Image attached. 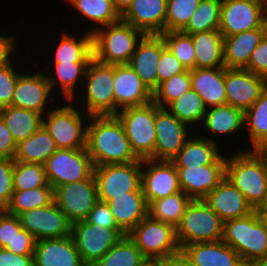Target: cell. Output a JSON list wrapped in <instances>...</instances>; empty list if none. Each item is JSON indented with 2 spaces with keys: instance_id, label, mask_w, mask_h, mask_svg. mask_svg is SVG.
Returning <instances> with one entry per match:
<instances>
[{
  "instance_id": "1",
  "label": "cell",
  "mask_w": 267,
  "mask_h": 266,
  "mask_svg": "<svg viewBox=\"0 0 267 266\" xmlns=\"http://www.w3.org/2000/svg\"><path fill=\"white\" fill-rule=\"evenodd\" d=\"M86 149L94 167L139 160L132 151L123 125L116 115L90 116Z\"/></svg>"
},
{
  "instance_id": "2",
  "label": "cell",
  "mask_w": 267,
  "mask_h": 266,
  "mask_svg": "<svg viewBox=\"0 0 267 266\" xmlns=\"http://www.w3.org/2000/svg\"><path fill=\"white\" fill-rule=\"evenodd\" d=\"M226 155V176L256 210L267 194V160L255 149Z\"/></svg>"
},
{
  "instance_id": "3",
  "label": "cell",
  "mask_w": 267,
  "mask_h": 266,
  "mask_svg": "<svg viewBox=\"0 0 267 266\" xmlns=\"http://www.w3.org/2000/svg\"><path fill=\"white\" fill-rule=\"evenodd\" d=\"M145 34L122 20L92 33L93 58L103 64H128Z\"/></svg>"
},
{
  "instance_id": "4",
  "label": "cell",
  "mask_w": 267,
  "mask_h": 266,
  "mask_svg": "<svg viewBox=\"0 0 267 266\" xmlns=\"http://www.w3.org/2000/svg\"><path fill=\"white\" fill-rule=\"evenodd\" d=\"M71 103L72 101H59L43 116V127L50 133L58 149L86 148L90 115Z\"/></svg>"
},
{
  "instance_id": "5",
  "label": "cell",
  "mask_w": 267,
  "mask_h": 266,
  "mask_svg": "<svg viewBox=\"0 0 267 266\" xmlns=\"http://www.w3.org/2000/svg\"><path fill=\"white\" fill-rule=\"evenodd\" d=\"M113 82L114 65L103 64L92 58L86 69L83 81L85 84L82 85L81 90L83 93H79L81 95L79 99L72 102L79 103L77 106L90 116L115 115ZM79 100L82 105L78 102Z\"/></svg>"
},
{
  "instance_id": "6",
  "label": "cell",
  "mask_w": 267,
  "mask_h": 266,
  "mask_svg": "<svg viewBox=\"0 0 267 266\" xmlns=\"http://www.w3.org/2000/svg\"><path fill=\"white\" fill-rule=\"evenodd\" d=\"M222 240L232 247L243 261L267 255V219L256 211L224 223Z\"/></svg>"
},
{
  "instance_id": "7",
  "label": "cell",
  "mask_w": 267,
  "mask_h": 266,
  "mask_svg": "<svg viewBox=\"0 0 267 266\" xmlns=\"http://www.w3.org/2000/svg\"><path fill=\"white\" fill-rule=\"evenodd\" d=\"M180 248L201 242L222 240L224 222L203 199L192 200L176 226Z\"/></svg>"
},
{
  "instance_id": "8",
  "label": "cell",
  "mask_w": 267,
  "mask_h": 266,
  "mask_svg": "<svg viewBox=\"0 0 267 266\" xmlns=\"http://www.w3.org/2000/svg\"><path fill=\"white\" fill-rule=\"evenodd\" d=\"M116 116L123 125L135 156L140 160L154 159L156 104L151 101L128 107L120 110Z\"/></svg>"
},
{
  "instance_id": "9",
  "label": "cell",
  "mask_w": 267,
  "mask_h": 266,
  "mask_svg": "<svg viewBox=\"0 0 267 266\" xmlns=\"http://www.w3.org/2000/svg\"><path fill=\"white\" fill-rule=\"evenodd\" d=\"M127 235L147 259H160L181 250L175 227L153 220L149 215Z\"/></svg>"
},
{
  "instance_id": "10",
  "label": "cell",
  "mask_w": 267,
  "mask_h": 266,
  "mask_svg": "<svg viewBox=\"0 0 267 266\" xmlns=\"http://www.w3.org/2000/svg\"><path fill=\"white\" fill-rule=\"evenodd\" d=\"M142 160L94 167L98 200L109 202L141 187Z\"/></svg>"
},
{
  "instance_id": "11",
  "label": "cell",
  "mask_w": 267,
  "mask_h": 266,
  "mask_svg": "<svg viewBox=\"0 0 267 266\" xmlns=\"http://www.w3.org/2000/svg\"><path fill=\"white\" fill-rule=\"evenodd\" d=\"M48 183L55 189L60 185L88 179L94 165L86 148L57 149L44 163Z\"/></svg>"
},
{
  "instance_id": "12",
  "label": "cell",
  "mask_w": 267,
  "mask_h": 266,
  "mask_svg": "<svg viewBox=\"0 0 267 266\" xmlns=\"http://www.w3.org/2000/svg\"><path fill=\"white\" fill-rule=\"evenodd\" d=\"M29 69L27 71L26 67H24L26 71L20 73L17 79L11 106L33 110L44 116L60 100L57 98V92H52L45 70H38L35 73L32 72L31 68Z\"/></svg>"
},
{
  "instance_id": "13",
  "label": "cell",
  "mask_w": 267,
  "mask_h": 266,
  "mask_svg": "<svg viewBox=\"0 0 267 266\" xmlns=\"http://www.w3.org/2000/svg\"><path fill=\"white\" fill-rule=\"evenodd\" d=\"M124 235L120 228L94 226L85 220L74 222L71 227V237L87 266L96 263Z\"/></svg>"
},
{
  "instance_id": "14",
  "label": "cell",
  "mask_w": 267,
  "mask_h": 266,
  "mask_svg": "<svg viewBox=\"0 0 267 266\" xmlns=\"http://www.w3.org/2000/svg\"><path fill=\"white\" fill-rule=\"evenodd\" d=\"M54 201L71 223L85 220L99 201L94 175L56 187Z\"/></svg>"
},
{
  "instance_id": "15",
  "label": "cell",
  "mask_w": 267,
  "mask_h": 266,
  "mask_svg": "<svg viewBox=\"0 0 267 266\" xmlns=\"http://www.w3.org/2000/svg\"><path fill=\"white\" fill-rule=\"evenodd\" d=\"M267 22L261 0H222L220 29L223 37L261 28Z\"/></svg>"
},
{
  "instance_id": "16",
  "label": "cell",
  "mask_w": 267,
  "mask_h": 266,
  "mask_svg": "<svg viewBox=\"0 0 267 266\" xmlns=\"http://www.w3.org/2000/svg\"><path fill=\"white\" fill-rule=\"evenodd\" d=\"M154 160L171 161L193 135V129L156 104Z\"/></svg>"
},
{
  "instance_id": "17",
  "label": "cell",
  "mask_w": 267,
  "mask_h": 266,
  "mask_svg": "<svg viewBox=\"0 0 267 266\" xmlns=\"http://www.w3.org/2000/svg\"><path fill=\"white\" fill-rule=\"evenodd\" d=\"M18 217L22 228L31 233L36 241L71 235L72 223L55 201L46 207L26 210Z\"/></svg>"
},
{
  "instance_id": "18",
  "label": "cell",
  "mask_w": 267,
  "mask_h": 266,
  "mask_svg": "<svg viewBox=\"0 0 267 266\" xmlns=\"http://www.w3.org/2000/svg\"><path fill=\"white\" fill-rule=\"evenodd\" d=\"M141 188L147 205L180 192L178 171L172 161L142 160Z\"/></svg>"
},
{
  "instance_id": "19",
  "label": "cell",
  "mask_w": 267,
  "mask_h": 266,
  "mask_svg": "<svg viewBox=\"0 0 267 266\" xmlns=\"http://www.w3.org/2000/svg\"><path fill=\"white\" fill-rule=\"evenodd\" d=\"M226 104L246 111L267 88V78L246 69L225 68Z\"/></svg>"
},
{
  "instance_id": "20",
  "label": "cell",
  "mask_w": 267,
  "mask_h": 266,
  "mask_svg": "<svg viewBox=\"0 0 267 266\" xmlns=\"http://www.w3.org/2000/svg\"><path fill=\"white\" fill-rule=\"evenodd\" d=\"M115 115L122 109L147 104L152 92L129 64L114 65Z\"/></svg>"
},
{
  "instance_id": "21",
  "label": "cell",
  "mask_w": 267,
  "mask_h": 266,
  "mask_svg": "<svg viewBox=\"0 0 267 266\" xmlns=\"http://www.w3.org/2000/svg\"><path fill=\"white\" fill-rule=\"evenodd\" d=\"M203 200L224 223L228 220L246 217L255 211L243 193L227 177Z\"/></svg>"
},
{
  "instance_id": "22",
  "label": "cell",
  "mask_w": 267,
  "mask_h": 266,
  "mask_svg": "<svg viewBox=\"0 0 267 266\" xmlns=\"http://www.w3.org/2000/svg\"><path fill=\"white\" fill-rule=\"evenodd\" d=\"M165 48L161 35H145L128 63L152 93L158 87V63Z\"/></svg>"
},
{
  "instance_id": "23",
  "label": "cell",
  "mask_w": 267,
  "mask_h": 266,
  "mask_svg": "<svg viewBox=\"0 0 267 266\" xmlns=\"http://www.w3.org/2000/svg\"><path fill=\"white\" fill-rule=\"evenodd\" d=\"M179 186L192 200L203 199L226 176V164L199 167H176Z\"/></svg>"
},
{
  "instance_id": "24",
  "label": "cell",
  "mask_w": 267,
  "mask_h": 266,
  "mask_svg": "<svg viewBox=\"0 0 267 266\" xmlns=\"http://www.w3.org/2000/svg\"><path fill=\"white\" fill-rule=\"evenodd\" d=\"M167 0H133L121 20L145 35L165 33Z\"/></svg>"
},
{
  "instance_id": "25",
  "label": "cell",
  "mask_w": 267,
  "mask_h": 266,
  "mask_svg": "<svg viewBox=\"0 0 267 266\" xmlns=\"http://www.w3.org/2000/svg\"><path fill=\"white\" fill-rule=\"evenodd\" d=\"M34 266H87L79 255L73 238L42 239L35 242Z\"/></svg>"
},
{
  "instance_id": "26",
  "label": "cell",
  "mask_w": 267,
  "mask_h": 266,
  "mask_svg": "<svg viewBox=\"0 0 267 266\" xmlns=\"http://www.w3.org/2000/svg\"><path fill=\"white\" fill-rule=\"evenodd\" d=\"M88 64L89 62H71L50 63V66L45 65V74L52 92L55 90L58 92V89H60L58 98L60 95V97L63 95L61 98L63 101L77 100L79 97L78 94L81 92L82 85L84 84L83 80Z\"/></svg>"
},
{
  "instance_id": "27",
  "label": "cell",
  "mask_w": 267,
  "mask_h": 266,
  "mask_svg": "<svg viewBox=\"0 0 267 266\" xmlns=\"http://www.w3.org/2000/svg\"><path fill=\"white\" fill-rule=\"evenodd\" d=\"M244 111L234 108L231 105H222V106H214L207 108L206 113L204 115L203 121L200 126H198L200 132L203 130V135L200 133L199 136L209 139L213 142H217L214 138L217 139L220 136H231L232 134L235 136L237 132H242L244 129ZM204 130L209 134H205ZM206 135V136H205ZM217 135V136H213ZM220 135V136H219ZM209 138H208V137Z\"/></svg>"
},
{
  "instance_id": "28",
  "label": "cell",
  "mask_w": 267,
  "mask_h": 266,
  "mask_svg": "<svg viewBox=\"0 0 267 266\" xmlns=\"http://www.w3.org/2000/svg\"><path fill=\"white\" fill-rule=\"evenodd\" d=\"M193 134L171 160L175 167H199L210 164H226V152L220 151L216 142ZM223 152V153H222Z\"/></svg>"
},
{
  "instance_id": "29",
  "label": "cell",
  "mask_w": 267,
  "mask_h": 266,
  "mask_svg": "<svg viewBox=\"0 0 267 266\" xmlns=\"http://www.w3.org/2000/svg\"><path fill=\"white\" fill-rule=\"evenodd\" d=\"M192 266H239L240 255L223 240L186 245L181 249Z\"/></svg>"
},
{
  "instance_id": "30",
  "label": "cell",
  "mask_w": 267,
  "mask_h": 266,
  "mask_svg": "<svg viewBox=\"0 0 267 266\" xmlns=\"http://www.w3.org/2000/svg\"><path fill=\"white\" fill-rule=\"evenodd\" d=\"M266 33L267 22L261 28L224 37L223 52L225 68L244 69L248 65L252 51L258 46Z\"/></svg>"
},
{
  "instance_id": "31",
  "label": "cell",
  "mask_w": 267,
  "mask_h": 266,
  "mask_svg": "<svg viewBox=\"0 0 267 266\" xmlns=\"http://www.w3.org/2000/svg\"><path fill=\"white\" fill-rule=\"evenodd\" d=\"M192 89L207 108L226 105L225 67L190 70Z\"/></svg>"
},
{
  "instance_id": "32",
  "label": "cell",
  "mask_w": 267,
  "mask_h": 266,
  "mask_svg": "<svg viewBox=\"0 0 267 266\" xmlns=\"http://www.w3.org/2000/svg\"><path fill=\"white\" fill-rule=\"evenodd\" d=\"M107 203L117 226L125 234H128L148 215V205L141 187L126 195L116 196Z\"/></svg>"
},
{
  "instance_id": "33",
  "label": "cell",
  "mask_w": 267,
  "mask_h": 266,
  "mask_svg": "<svg viewBox=\"0 0 267 266\" xmlns=\"http://www.w3.org/2000/svg\"><path fill=\"white\" fill-rule=\"evenodd\" d=\"M195 52V68L224 66V37L219 30L190 34Z\"/></svg>"
},
{
  "instance_id": "34",
  "label": "cell",
  "mask_w": 267,
  "mask_h": 266,
  "mask_svg": "<svg viewBox=\"0 0 267 266\" xmlns=\"http://www.w3.org/2000/svg\"><path fill=\"white\" fill-rule=\"evenodd\" d=\"M81 32L79 36L76 34L73 36L72 32L64 30L61 39H57L60 42L53 48V50L56 48L52 51L53 57H49L53 59L50 63L90 62L93 58L92 34L88 32L83 34L82 30Z\"/></svg>"
},
{
  "instance_id": "35",
  "label": "cell",
  "mask_w": 267,
  "mask_h": 266,
  "mask_svg": "<svg viewBox=\"0 0 267 266\" xmlns=\"http://www.w3.org/2000/svg\"><path fill=\"white\" fill-rule=\"evenodd\" d=\"M0 117L10 130L16 144L24 141L43 126V115L29 109L6 106L0 108Z\"/></svg>"
},
{
  "instance_id": "36",
  "label": "cell",
  "mask_w": 267,
  "mask_h": 266,
  "mask_svg": "<svg viewBox=\"0 0 267 266\" xmlns=\"http://www.w3.org/2000/svg\"><path fill=\"white\" fill-rule=\"evenodd\" d=\"M66 1L72 9L77 10L76 12L89 21V25L92 22V28L90 26L85 28L88 33L92 34L99 28L121 20L112 0H64L65 3Z\"/></svg>"
},
{
  "instance_id": "37",
  "label": "cell",
  "mask_w": 267,
  "mask_h": 266,
  "mask_svg": "<svg viewBox=\"0 0 267 266\" xmlns=\"http://www.w3.org/2000/svg\"><path fill=\"white\" fill-rule=\"evenodd\" d=\"M57 149L54 139L42 126L34 134L17 144L14 160L44 164Z\"/></svg>"
},
{
  "instance_id": "38",
  "label": "cell",
  "mask_w": 267,
  "mask_h": 266,
  "mask_svg": "<svg viewBox=\"0 0 267 266\" xmlns=\"http://www.w3.org/2000/svg\"><path fill=\"white\" fill-rule=\"evenodd\" d=\"M192 199L183 191L153 201L148 206V215L157 221L176 228Z\"/></svg>"
},
{
  "instance_id": "39",
  "label": "cell",
  "mask_w": 267,
  "mask_h": 266,
  "mask_svg": "<svg viewBox=\"0 0 267 266\" xmlns=\"http://www.w3.org/2000/svg\"><path fill=\"white\" fill-rule=\"evenodd\" d=\"M244 128L250 147L256 149L267 138V88L258 100L244 112Z\"/></svg>"
},
{
  "instance_id": "40",
  "label": "cell",
  "mask_w": 267,
  "mask_h": 266,
  "mask_svg": "<svg viewBox=\"0 0 267 266\" xmlns=\"http://www.w3.org/2000/svg\"><path fill=\"white\" fill-rule=\"evenodd\" d=\"M165 109L173 114L178 120L185 122L191 128H198L201 125L207 107L202 100V97L190 89L180 98L171 102Z\"/></svg>"
},
{
  "instance_id": "41",
  "label": "cell",
  "mask_w": 267,
  "mask_h": 266,
  "mask_svg": "<svg viewBox=\"0 0 267 266\" xmlns=\"http://www.w3.org/2000/svg\"><path fill=\"white\" fill-rule=\"evenodd\" d=\"M146 259L126 234L92 266H140Z\"/></svg>"
},
{
  "instance_id": "42",
  "label": "cell",
  "mask_w": 267,
  "mask_h": 266,
  "mask_svg": "<svg viewBox=\"0 0 267 266\" xmlns=\"http://www.w3.org/2000/svg\"><path fill=\"white\" fill-rule=\"evenodd\" d=\"M222 0H201L188 24L181 30L186 34L220 29Z\"/></svg>"
},
{
  "instance_id": "43",
  "label": "cell",
  "mask_w": 267,
  "mask_h": 266,
  "mask_svg": "<svg viewBox=\"0 0 267 266\" xmlns=\"http://www.w3.org/2000/svg\"><path fill=\"white\" fill-rule=\"evenodd\" d=\"M54 201L53 187H40L24 191H13L9 204L4 209L12 215L42 208L50 205Z\"/></svg>"
},
{
  "instance_id": "44",
  "label": "cell",
  "mask_w": 267,
  "mask_h": 266,
  "mask_svg": "<svg viewBox=\"0 0 267 266\" xmlns=\"http://www.w3.org/2000/svg\"><path fill=\"white\" fill-rule=\"evenodd\" d=\"M40 187H52L47 181L44 164L15 161L13 168L14 191Z\"/></svg>"
},
{
  "instance_id": "45",
  "label": "cell",
  "mask_w": 267,
  "mask_h": 266,
  "mask_svg": "<svg viewBox=\"0 0 267 266\" xmlns=\"http://www.w3.org/2000/svg\"><path fill=\"white\" fill-rule=\"evenodd\" d=\"M190 89H192L191 74L187 69L160 83L152 93V101L160 108H166Z\"/></svg>"
},
{
  "instance_id": "46",
  "label": "cell",
  "mask_w": 267,
  "mask_h": 266,
  "mask_svg": "<svg viewBox=\"0 0 267 266\" xmlns=\"http://www.w3.org/2000/svg\"><path fill=\"white\" fill-rule=\"evenodd\" d=\"M166 47L188 69L195 68V52L191 35L182 31H171L161 34Z\"/></svg>"
},
{
  "instance_id": "47",
  "label": "cell",
  "mask_w": 267,
  "mask_h": 266,
  "mask_svg": "<svg viewBox=\"0 0 267 266\" xmlns=\"http://www.w3.org/2000/svg\"><path fill=\"white\" fill-rule=\"evenodd\" d=\"M201 0H167L165 32L181 31Z\"/></svg>"
},
{
  "instance_id": "48",
  "label": "cell",
  "mask_w": 267,
  "mask_h": 266,
  "mask_svg": "<svg viewBox=\"0 0 267 266\" xmlns=\"http://www.w3.org/2000/svg\"><path fill=\"white\" fill-rule=\"evenodd\" d=\"M14 59L17 61L16 57H14L10 62L0 66V108L11 106L19 73L23 72V70L19 72L20 63H18L19 67L16 66L17 63H14Z\"/></svg>"
},
{
  "instance_id": "49",
  "label": "cell",
  "mask_w": 267,
  "mask_h": 266,
  "mask_svg": "<svg viewBox=\"0 0 267 266\" xmlns=\"http://www.w3.org/2000/svg\"><path fill=\"white\" fill-rule=\"evenodd\" d=\"M14 158H0V206L6 208L13 194Z\"/></svg>"
},
{
  "instance_id": "50",
  "label": "cell",
  "mask_w": 267,
  "mask_h": 266,
  "mask_svg": "<svg viewBox=\"0 0 267 266\" xmlns=\"http://www.w3.org/2000/svg\"><path fill=\"white\" fill-rule=\"evenodd\" d=\"M187 69L166 47L162 53L158 63V86L163 81L170 79L174 75L180 74Z\"/></svg>"
},
{
  "instance_id": "51",
  "label": "cell",
  "mask_w": 267,
  "mask_h": 266,
  "mask_svg": "<svg viewBox=\"0 0 267 266\" xmlns=\"http://www.w3.org/2000/svg\"><path fill=\"white\" fill-rule=\"evenodd\" d=\"M244 69L267 78V33L252 51L248 65Z\"/></svg>"
},
{
  "instance_id": "52",
  "label": "cell",
  "mask_w": 267,
  "mask_h": 266,
  "mask_svg": "<svg viewBox=\"0 0 267 266\" xmlns=\"http://www.w3.org/2000/svg\"><path fill=\"white\" fill-rule=\"evenodd\" d=\"M21 229L19 217L4 210L0 214V248H5L8 243H11Z\"/></svg>"
},
{
  "instance_id": "53",
  "label": "cell",
  "mask_w": 267,
  "mask_h": 266,
  "mask_svg": "<svg viewBox=\"0 0 267 266\" xmlns=\"http://www.w3.org/2000/svg\"><path fill=\"white\" fill-rule=\"evenodd\" d=\"M86 222L94 226L106 228H119L114 220L108 203L98 201L85 219Z\"/></svg>"
},
{
  "instance_id": "54",
  "label": "cell",
  "mask_w": 267,
  "mask_h": 266,
  "mask_svg": "<svg viewBox=\"0 0 267 266\" xmlns=\"http://www.w3.org/2000/svg\"><path fill=\"white\" fill-rule=\"evenodd\" d=\"M36 240L26 229H21L5 249L18 255H33Z\"/></svg>"
},
{
  "instance_id": "55",
  "label": "cell",
  "mask_w": 267,
  "mask_h": 266,
  "mask_svg": "<svg viewBox=\"0 0 267 266\" xmlns=\"http://www.w3.org/2000/svg\"><path fill=\"white\" fill-rule=\"evenodd\" d=\"M17 144L10 130L0 117V158H14Z\"/></svg>"
},
{
  "instance_id": "56",
  "label": "cell",
  "mask_w": 267,
  "mask_h": 266,
  "mask_svg": "<svg viewBox=\"0 0 267 266\" xmlns=\"http://www.w3.org/2000/svg\"><path fill=\"white\" fill-rule=\"evenodd\" d=\"M0 266H34L33 255H18L0 248Z\"/></svg>"
},
{
  "instance_id": "57",
  "label": "cell",
  "mask_w": 267,
  "mask_h": 266,
  "mask_svg": "<svg viewBox=\"0 0 267 266\" xmlns=\"http://www.w3.org/2000/svg\"><path fill=\"white\" fill-rule=\"evenodd\" d=\"M15 35L16 34L10 36L9 33L8 35L0 34V66L10 62L13 57H15L12 54L16 55L15 51H17L18 48Z\"/></svg>"
},
{
  "instance_id": "58",
  "label": "cell",
  "mask_w": 267,
  "mask_h": 266,
  "mask_svg": "<svg viewBox=\"0 0 267 266\" xmlns=\"http://www.w3.org/2000/svg\"><path fill=\"white\" fill-rule=\"evenodd\" d=\"M158 261L159 266H192L190 260L182 250L175 254L160 258Z\"/></svg>"
},
{
  "instance_id": "59",
  "label": "cell",
  "mask_w": 267,
  "mask_h": 266,
  "mask_svg": "<svg viewBox=\"0 0 267 266\" xmlns=\"http://www.w3.org/2000/svg\"><path fill=\"white\" fill-rule=\"evenodd\" d=\"M114 8L122 16L131 6L133 0H112Z\"/></svg>"
},
{
  "instance_id": "60",
  "label": "cell",
  "mask_w": 267,
  "mask_h": 266,
  "mask_svg": "<svg viewBox=\"0 0 267 266\" xmlns=\"http://www.w3.org/2000/svg\"><path fill=\"white\" fill-rule=\"evenodd\" d=\"M261 217L264 219H267V194L263 200V202L260 204V206L255 210Z\"/></svg>"
},
{
  "instance_id": "61",
  "label": "cell",
  "mask_w": 267,
  "mask_h": 266,
  "mask_svg": "<svg viewBox=\"0 0 267 266\" xmlns=\"http://www.w3.org/2000/svg\"><path fill=\"white\" fill-rule=\"evenodd\" d=\"M255 150L261 155H267V138Z\"/></svg>"
},
{
  "instance_id": "62",
  "label": "cell",
  "mask_w": 267,
  "mask_h": 266,
  "mask_svg": "<svg viewBox=\"0 0 267 266\" xmlns=\"http://www.w3.org/2000/svg\"><path fill=\"white\" fill-rule=\"evenodd\" d=\"M254 266H267V255L251 261Z\"/></svg>"
},
{
  "instance_id": "63",
  "label": "cell",
  "mask_w": 267,
  "mask_h": 266,
  "mask_svg": "<svg viewBox=\"0 0 267 266\" xmlns=\"http://www.w3.org/2000/svg\"><path fill=\"white\" fill-rule=\"evenodd\" d=\"M140 266H159L158 259H146Z\"/></svg>"
},
{
  "instance_id": "64",
  "label": "cell",
  "mask_w": 267,
  "mask_h": 266,
  "mask_svg": "<svg viewBox=\"0 0 267 266\" xmlns=\"http://www.w3.org/2000/svg\"><path fill=\"white\" fill-rule=\"evenodd\" d=\"M239 266H254L251 261H242Z\"/></svg>"
},
{
  "instance_id": "65",
  "label": "cell",
  "mask_w": 267,
  "mask_h": 266,
  "mask_svg": "<svg viewBox=\"0 0 267 266\" xmlns=\"http://www.w3.org/2000/svg\"><path fill=\"white\" fill-rule=\"evenodd\" d=\"M264 5H265V10H266V15H267V0H265Z\"/></svg>"
},
{
  "instance_id": "66",
  "label": "cell",
  "mask_w": 267,
  "mask_h": 266,
  "mask_svg": "<svg viewBox=\"0 0 267 266\" xmlns=\"http://www.w3.org/2000/svg\"><path fill=\"white\" fill-rule=\"evenodd\" d=\"M4 211V208L0 206V214Z\"/></svg>"
}]
</instances>
